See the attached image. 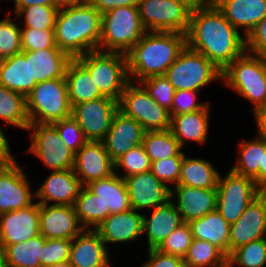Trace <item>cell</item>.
<instances>
[{
	"instance_id": "obj_26",
	"label": "cell",
	"mask_w": 266,
	"mask_h": 267,
	"mask_svg": "<svg viewBox=\"0 0 266 267\" xmlns=\"http://www.w3.org/2000/svg\"><path fill=\"white\" fill-rule=\"evenodd\" d=\"M211 103L199 111L180 115H170V128L173 136L184 149L186 143L207 144L210 135Z\"/></svg>"
},
{
	"instance_id": "obj_53",
	"label": "cell",
	"mask_w": 266,
	"mask_h": 267,
	"mask_svg": "<svg viewBox=\"0 0 266 267\" xmlns=\"http://www.w3.org/2000/svg\"><path fill=\"white\" fill-rule=\"evenodd\" d=\"M101 14L122 6H138L139 0H87Z\"/></svg>"
},
{
	"instance_id": "obj_39",
	"label": "cell",
	"mask_w": 266,
	"mask_h": 267,
	"mask_svg": "<svg viewBox=\"0 0 266 267\" xmlns=\"http://www.w3.org/2000/svg\"><path fill=\"white\" fill-rule=\"evenodd\" d=\"M74 208L85 229H95L104 220L103 203L86 186L81 187Z\"/></svg>"
},
{
	"instance_id": "obj_2",
	"label": "cell",
	"mask_w": 266,
	"mask_h": 267,
	"mask_svg": "<svg viewBox=\"0 0 266 267\" xmlns=\"http://www.w3.org/2000/svg\"><path fill=\"white\" fill-rule=\"evenodd\" d=\"M102 14L87 0L59 7L54 25L56 46L72 59L99 50Z\"/></svg>"
},
{
	"instance_id": "obj_47",
	"label": "cell",
	"mask_w": 266,
	"mask_h": 267,
	"mask_svg": "<svg viewBox=\"0 0 266 267\" xmlns=\"http://www.w3.org/2000/svg\"><path fill=\"white\" fill-rule=\"evenodd\" d=\"M55 46L54 29L38 30L30 27H21L22 51L48 49Z\"/></svg>"
},
{
	"instance_id": "obj_57",
	"label": "cell",
	"mask_w": 266,
	"mask_h": 267,
	"mask_svg": "<svg viewBox=\"0 0 266 267\" xmlns=\"http://www.w3.org/2000/svg\"><path fill=\"white\" fill-rule=\"evenodd\" d=\"M181 1L184 2L192 10L207 8L214 5L215 3V0H181Z\"/></svg>"
},
{
	"instance_id": "obj_52",
	"label": "cell",
	"mask_w": 266,
	"mask_h": 267,
	"mask_svg": "<svg viewBox=\"0 0 266 267\" xmlns=\"http://www.w3.org/2000/svg\"><path fill=\"white\" fill-rule=\"evenodd\" d=\"M146 254V261L141 262L139 267H185L183 258L162 253L158 249H148Z\"/></svg>"
},
{
	"instance_id": "obj_8",
	"label": "cell",
	"mask_w": 266,
	"mask_h": 267,
	"mask_svg": "<svg viewBox=\"0 0 266 267\" xmlns=\"http://www.w3.org/2000/svg\"><path fill=\"white\" fill-rule=\"evenodd\" d=\"M165 76L175 91L201 92L207 85L221 81L222 72L204 55L186 45L174 63L166 70Z\"/></svg>"
},
{
	"instance_id": "obj_4",
	"label": "cell",
	"mask_w": 266,
	"mask_h": 267,
	"mask_svg": "<svg viewBox=\"0 0 266 267\" xmlns=\"http://www.w3.org/2000/svg\"><path fill=\"white\" fill-rule=\"evenodd\" d=\"M221 82L248 101L253 117L266 108V61L245 51L223 71Z\"/></svg>"
},
{
	"instance_id": "obj_51",
	"label": "cell",
	"mask_w": 266,
	"mask_h": 267,
	"mask_svg": "<svg viewBox=\"0 0 266 267\" xmlns=\"http://www.w3.org/2000/svg\"><path fill=\"white\" fill-rule=\"evenodd\" d=\"M246 51L266 61V17L246 37Z\"/></svg>"
},
{
	"instance_id": "obj_6",
	"label": "cell",
	"mask_w": 266,
	"mask_h": 267,
	"mask_svg": "<svg viewBox=\"0 0 266 267\" xmlns=\"http://www.w3.org/2000/svg\"><path fill=\"white\" fill-rule=\"evenodd\" d=\"M147 31L138 6H122L102 14L99 50L127 53Z\"/></svg>"
},
{
	"instance_id": "obj_41",
	"label": "cell",
	"mask_w": 266,
	"mask_h": 267,
	"mask_svg": "<svg viewBox=\"0 0 266 267\" xmlns=\"http://www.w3.org/2000/svg\"><path fill=\"white\" fill-rule=\"evenodd\" d=\"M58 11L57 5H32L22 8L15 16L20 27L54 29Z\"/></svg>"
},
{
	"instance_id": "obj_10",
	"label": "cell",
	"mask_w": 266,
	"mask_h": 267,
	"mask_svg": "<svg viewBox=\"0 0 266 267\" xmlns=\"http://www.w3.org/2000/svg\"><path fill=\"white\" fill-rule=\"evenodd\" d=\"M222 176L220 173L216 187V210L226 222L232 224L263 190L253 179L237 174L231 169L225 176Z\"/></svg>"
},
{
	"instance_id": "obj_5",
	"label": "cell",
	"mask_w": 266,
	"mask_h": 267,
	"mask_svg": "<svg viewBox=\"0 0 266 267\" xmlns=\"http://www.w3.org/2000/svg\"><path fill=\"white\" fill-rule=\"evenodd\" d=\"M75 59L89 72L103 96L119 101L130 82L125 53L94 50Z\"/></svg>"
},
{
	"instance_id": "obj_16",
	"label": "cell",
	"mask_w": 266,
	"mask_h": 267,
	"mask_svg": "<svg viewBox=\"0 0 266 267\" xmlns=\"http://www.w3.org/2000/svg\"><path fill=\"white\" fill-rule=\"evenodd\" d=\"M82 186L115 173L114 161L102 141H87L74 156L73 169Z\"/></svg>"
},
{
	"instance_id": "obj_29",
	"label": "cell",
	"mask_w": 266,
	"mask_h": 267,
	"mask_svg": "<svg viewBox=\"0 0 266 267\" xmlns=\"http://www.w3.org/2000/svg\"><path fill=\"white\" fill-rule=\"evenodd\" d=\"M86 187L103 203L104 220L110 214L122 213L131 209L129 193L124 178L116 173L90 182Z\"/></svg>"
},
{
	"instance_id": "obj_1",
	"label": "cell",
	"mask_w": 266,
	"mask_h": 267,
	"mask_svg": "<svg viewBox=\"0 0 266 267\" xmlns=\"http://www.w3.org/2000/svg\"><path fill=\"white\" fill-rule=\"evenodd\" d=\"M186 44L204 55L221 72L246 51V37L232 26L215 4L191 11Z\"/></svg>"
},
{
	"instance_id": "obj_7",
	"label": "cell",
	"mask_w": 266,
	"mask_h": 267,
	"mask_svg": "<svg viewBox=\"0 0 266 267\" xmlns=\"http://www.w3.org/2000/svg\"><path fill=\"white\" fill-rule=\"evenodd\" d=\"M30 124H52L72 115L65 78L37 83L26 97Z\"/></svg>"
},
{
	"instance_id": "obj_11",
	"label": "cell",
	"mask_w": 266,
	"mask_h": 267,
	"mask_svg": "<svg viewBox=\"0 0 266 267\" xmlns=\"http://www.w3.org/2000/svg\"><path fill=\"white\" fill-rule=\"evenodd\" d=\"M30 145L25 152L35 158L51 171L73 169L75 154L60 138L52 124H30L26 130Z\"/></svg>"
},
{
	"instance_id": "obj_54",
	"label": "cell",
	"mask_w": 266,
	"mask_h": 267,
	"mask_svg": "<svg viewBox=\"0 0 266 267\" xmlns=\"http://www.w3.org/2000/svg\"><path fill=\"white\" fill-rule=\"evenodd\" d=\"M0 126V167L9 165L16 158L11 152L10 142L7 138V134L4 131V128Z\"/></svg>"
},
{
	"instance_id": "obj_3",
	"label": "cell",
	"mask_w": 266,
	"mask_h": 267,
	"mask_svg": "<svg viewBox=\"0 0 266 267\" xmlns=\"http://www.w3.org/2000/svg\"><path fill=\"white\" fill-rule=\"evenodd\" d=\"M186 34L147 31L127 53V71L131 82L165 75L186 46Z\"/></svg>"
},
{
	"instance_id": "obj_36",
	"label": "cell",
	"mask_w": 266,
	"mask_h": 267,
	"mask_svg": "<svg viewBox=\"0 0 266 267\" xmlns=\"http://www.w3.org/2000/svg\"><path fill=\"white\" fill-rule=\"evenodd\" d=\"M0 120L4 122V128L14 126L25 132L30 125L26 110V97L3 85H0Z\"/></svg>"
},
{
	"instance_id": "obj_31",
	"label": "cell",
	"mask_w": 266,
	"mask_h": 267,
	"mask_svg": "<svg viewBox=\"0 0 266 267\" xmlns=\"http://www.w3.org/2000/svg\"><path fill=\"white\" fill-rule=\"evenodd\" d=\"M193 238L205 240L219 247L229 256L230 224L215 209L189 222Z\"/></svg>"
},
{
	"instance_id": "obj_19",
	"label": "cell",
	"mask_w": 266,
	"mask_h": 267,
	"mask_svg": "<svg viewBox=\"0 0 266 267\" xmlns=\"http://www.w3.org/2000/svg\"><path fill=\"white\" fill-rule=\"evenodd\" d=\"M40 204L0 215V244L25 242L40 234Z\"/></svg>"
},
{
	"instance_id": "obj_60",
	"label": "cell",
	"mask_w": 266,
	"mask_h": 267,
	"mask_svg": "<svg viewBox=\"0 0 266 267\" xmlns=\"http://www.w3.org/2000/svg\"><path fill=\"white\" fill-rule=\"evenodd\" d=\"M48 267H73L69 261L61 262V263H56L54 265L48 266Z\"/></svg>"
},
{
	"instance_id": "obj_15",
	"label": "cell",
	"mask_w": 266,
	"mask_h": 267,
	"mask_svg": "<svg viewBox=\"0 0 266 267\" xmlns=\"http://www.w3.org/2000/svg\"><path fill=\"white\" fill-rule=\"evenodd\" d=\"M266 237V191L245 209L238 220L230 224L229 255L238 247Z\"/></svg>"
},
{
	"instance_id": "obj_32",
	"label": "cell",
	"mask_w": 266,
	"mask_h": 267,
	"mask_svg": "<svg viewBox=\"0 0 266 267\" xmlns=\"http://www.w3.org/2000/svg\"><path fill=\"white\" fill-rule=\"evenodd\" d=\"M186 153L180 169L178 185L209 189L216 188L220 173L213 162L202 157H188Z\"/></svg>"
},
{
	"instance_id": "obj_27",
	"label": "cell",
	"mask_w": 266,
	"mask_h": 267,
	"mask_svg": "<svg viewBox=\"0 0 266 267\" xmlns=\"http://www.w3.org/2000/svg\"><path fill=\"white\" fill-rule=\"evenodd\" d=\"M26 59H30L31 91L40 82L64 78L66 68L72 58L57 46L54 48L22 51Z\"/></svg>"
},
{
	"instance_id": "obj_20",
	"label": "cell",
	"mask_w": 266,
	"mask_h": 267,
	"mask_svg": "<svg viewBox=\"0 0 266 267\" xmlns=\"http://www.w3.org/2000/svg\"><path fill=\"white\" fill-rule=\"evenodd\" d=\"M47 175L35 189V201L39 204L74 206L82 187L74 171H49Z\"/></svg>"
},
{
	"instance_id": "obj_14",
	"label": "cell",
	"mask_w": 266,
	"mask_h": 267,
	"mask_svg": "<svg viewBox=\"0 0 266 267\" xmlns=\"http://www.w3.org/2000/svg\"><path fill=\"white\" fill-rule=\"evenodd\" d=\"M17 158L0 167V215L26 208L35 202V190Z\"/></svg>"
},
{
	"instance_id": "obj_34",
	"label": "cell",
	"mask_w": 266,
	"mask_h": 267,
	"mask_svg": "<svg viewBox=\"0 0 266 267\" xmlns=\"http://www.w3.org/2000/svg\"><path fill=\"white\" fill-rule=\"evenodd\" d=\"M64 78L72 107L82 102L103 97L91 79L89 72L76 59L69 62Z\"/></svg>"
},
{
	"instance_id": "obj_35",
	"label": "cell",
	"mask_w": 266,
	"mask_h": 267,
	"mask_svg": "<svg viewBox=\"0 0 266 267\" xmlns=\"http://www.w3.org/2000/svg\"><path fill=\"white\" fill-rule=\"evenodd\" d=\"M45 240L39 234L25 242L0 244V258L10 267H41L39 257Z\"/></svg>"
},
{
	"instance_id": "obj_24",
	"label": "cell",
	"mask_w": 266,
	"mask_h": 267,
	"mask_svg": "<svg viewBox=\"0 0 266 267\" xmlns=\"http://www.w3.org/2000/svg\"><path fill=\"white\" fill-rule=\"evenodd\" d=\"M144 134L145 130L137 121L117 111L102 142L108 155L115 162L133 147L141 145Z\"/></svg>"
},
{
	"instance_id": "obj_13",
	"label": "cell",
	"mask_w": 266,
	"mask_h": 267,
	"mask_svg": "<svg viewBox=\"0 0 266 267\" xmlns=\"http://www.w3.org/2000/svg\"><path fill=\"white\" fill-rule=\"evenodd\" d=\"M118 101L103 96L72 107V117L78 122L88 141H102L108 133Z\"/></svg>"
},
{
	"instance_id": "obj_42",
	"label": "cell",
	"mask_w": 266,
	"mask_h": 267,
	"mask_svg": "<svg viewBox=\"0 0 266 267\" xmlns=\"http://www.w3.org/2000/svg\"><path fill=\"white\" fill-rule=\"evenodd\" d=\"M5 16L0 19V58L5 59L22 52L21 27L17 17ZM18 21V22H17Z\"/></svg>"
},
{
	"instance_id": "obj_40",
	"label": "cell",
	"mask_w": 266,
	"mask_h": 267,
	"mask_svg": "<svg viewBox=\"0 0 266 267\" xmlns=\"http://www.w3.org/2000/svg\"><path fill=\"white\" fill-rule=\"evenodd\" d=\"M266 267V237L235 249L228 256V267Z\"/></svg>"
},
{
	"instance_id": "obj_50",
	"label": "cell",
	"mask_w": 266,
	"mask_h": 267,
	"mask_svg": "<svg viewBox=\"0 0 266 267\" xmlns=\"http://www.w3.org/2000/svg\"><path fill=\"white\" fill-rule=\"evenodd\" d=\"M198 91L178 90L175 91L170 115H180L203 109L210 101H200Z\"/></svg>"
},
{
	"instance_id": "obj_21",
	"label": "cell",
	"mask_w": 266,
	"mask_h": 267,
	"mask_svg": "<svg viewBox=\"0 0 266 267\" xmlns=\"http://www.w3.org/2000/svg\"><path fill=\"white\" fill-rule=\"evenodd\" d=\"M170 200L176 205L183 222L189 223L216 209L217 190L175 185L171 188Z\"/></svg>"
},
{
	"instance_id": "obj_58",
	"label": "cell",
	"mask_w": 266,
	"mask_h": 267,
	"mask_svg": "<svg viewBox=\"0 0 266 267\" xmlns=\"http://www.w3.org/2000/svg\"><path fill=\"white\" fill-rule=\"evenodd\" d=\"M259 187L266 191V152L264 153L263 167H259Z\"/></svg>"
},
{
	"instance_id": "obj_33",
	"label": "cell",
	"mask_w": 266,
	"mask_h": 267,
	"mask_svg": "<svg viewBox=\"0 0 266 267\" xmlns=\"http://www.w3.org/2000/svg\"><path fill=\"white\" fill-rule=\"evenodd\" d=\"M0 85L27 97L31 92L30 59H26L22 53L2 59Z\"/></svg>"
},
{
	"instance_id": "obj_30",
	"label": "cell",
	"mask_w": 266,
	"mask_h": 267,
	"mask_svg": "<svg viewBox=\"0 0 266 267\" xmlns=\"http://www.w3.org/2000/svg\"><path fill=\"white\" fill-rule=\"evenodd\" d=\"M257 137L239 140L238 152L231 169L237 174L253 179L259 186V167H263L266 140L257 132Z\"/></svg>"
},
{
	"instance_id": "obj_37",
	"label": "cell",
	"mask_w": 266,
	"mask_h": 267,
	"mask_svg": "<svg viewBox=\"0 0 266 267\" xmlns=\"http://www.w3.org/2000/svg\"><path fill=\"white\" fill-rule=\"evenodd\" d=\"M183 261L185 267H228V256L219 247L195 238Z\"/></svg>"
},
{
	"instance_id": "obj_48",
	"label": "cell",
	"mask_w": 266,
	"mask_h": 267,
	"mask_svg": "<svg viewBox=\"0 0 266 267\" xmlns=\"http://www.w3.org/2000/svg\"><path fill=\"white\" fill-rule=\"evenodd\" d=\"M60 138L75 154L88 140L85 138L78 122L72 117L52 123Z\"/></svg>"
},
{
	"instance_id": "obj_18",
	"label": "cell",
	"mask_w": 266,
	"mask_h": 267,
	"mask_svg": "<svg viewBox=\"0 0 266 267\" xmlns=\"http://www.w3.org/2000/svg\"><path fill=\"white\" fill-rule=\"evenodd\" d=\"M39 226L46 239L73 240L85 229L74 206L68 205L40 204Z\"/></svg>"
},
{
	"instance_id": "obj_45",
	"label": "cell",
	"mask_w": 266,
	"mask_h": 267,
	"mask_svg": "<svg viewBox=\"0 0 266 267\" xmlns=\"http://www.w3.org/2000/svg\"><path fill=\"white\" fill-rule=\"evenodd\" d=\"M193 235L189 223L184 222L170 233L157 248L160 252L184 258Z\"/></svg>"
},
{
	"instance_id": "obj_28",
	"label": "cell",
	"mask_w": 266,
	"mask_h": 267,
	"mask_svg": "<svg viewBox=\"0 0 266 267\" xmlns=\"http://www.w3.org/2000/svg\"><path fill=\"white\" fill-rule=\"evenodd\" d=\"M214 4L245 37L266 17V0H215Z\"/></svg>"
},
{
	"instance_id": "obj_44",
	"label": "cell",
	"mask_w": 266,
	"mask_h": 267,
	"mask_svg": "<svg viewBox=\"0 0 266 267\" xmlns=\"http://www.w3.org/2000/svg\"><path fill=\"white\" fill-rule=\"evenodd\" d=\"M161 107L171 111L175 89L165 75H155L139 82Z\"/></svg>"
},
{
	"instance_id": "obj_56",
	"label": "cell",
	"mask_w": 266,
	"mask_h": 267,
	"mask_svg": "<svg viewBox=\"0 0 266 267\" xmlns=\"http://www.w3.org/2000/svg\"><path fill=\"white\" fill-rule=\"evenodd\" d=\"M256 131L266 140V108L261 109L255 116Z\"/></svg>"
},
{
	"instance_id": "obj_49",
	"label": "cell",
	"mask_w": 266,
	"mask_h": 267,
	"mask_svg": "<svg viewBox=\"0 0 266 267\" xmlns=\"http://www.w3.org/2000/svg\"><path fill=\"white\" fill-rule=\"evenodd\" d=\"M71 244L72 240L68 239H46L39 257L41 267L68 261Z\"/></svg>"
},
{
	"instance_id": "obj_23",
	"label": "cell",
	"mask_w": 266,
	"mask_h": 267,
	"mask_svg": "<svg viewBox=\"0 0 266 267\" xmlns=\"http://www.w3.org/2000/svg\"><path fill=\"white\" fill-rule=\"evenodd\" d=\"M143 213L130 209L126 212L110 214L95 230L106 244H125L138 241L142 235Z\"/></svg>"
},
{
	"instance_id": "obj_25",
	"label": "cell",
	"mask_w": 266,
	"mask_h": 267,
	"mask_svg": "<svg viewBox=\"0 0 266 267\" xmlns=\"http://www.w3.org/2000/svg\"><path fill=\"white\" fill-rule=\"evenodd\" d=\"M148 212L146 211V214L143 212L142 235L146 236L144 239L147 240L145 241L147 250L157 249L165 238L184 222L171 200Z\"/></svg>"
},
{
	"instance_id": "obj_55",
	"label": "cell",
	"mask_w": 266,
	"mask_h": 267,
	"mask_svg": "<svg viewBox=\"0 0 266 267\" xmlns=\"http://www.w3.org/2000/svg\"><path fill=\"white\" fill-rule=\"evenodd\" d=\"M13 1V15H16L22 8L32 5H56L54 0H8Z\"/></svg>"
},
{
	"instance_id": "obj_61",
	"label": "cell",
	"mask_w": 266,
	"mask_h": 267,
	"mask_svg": "<svg viewBox=\"0 0 266 267\" xmlns=\"http://www.w3.org/2000/svg\"><path fill=\"white\" fill-rule=\"evenodd\" d=\"M0 267H10V266L0 258Z\"/></svg>"
},
{
	"instance_id": "obj_17",
	"label": "cell",
	"mask_w": 266,
	"mask_h": 267,
	"mask_svg": "<svg viewBox=\"0 0 266 267\" xmlns=\"http://www.w3.org/2000/svg\"><path fill=\"white\" fill-rule=\"evenodd\" d=\"M131 208L142 212L166 204L171 189L162 183L150 170L124 178Z\"/></svg>"
},
{
	"instance_id": "obj_22",
	"label": "cell",
	"mask_w": 266,
	"mask_h": 267,
	"mask_svg": "<svg viewBox=\"0 0 266 267\" xmlns=\"http://www.w3.org/2000/svg\"><path fill=\"white\" fill-rule=\"evenodd\" d=\"M109 249L95 229H84L72 240L69 262L73 267H111Z\"/></svg>"
},
{
	"instance_id": "obj_46",
	"label": "cell",
	"mask_w": 266,
	"mask_h": 267,
	"mask_svg": "<svg viewBox=\"0 0 266 267\" xmlns=\"http://www.w3.org/2000/svg\"><path fill=\"white\" fill-rule=\"evenodd\" d=\"M184 149L174 157L151 161L150 171L170 189L178 185Z\"/></svg>"
},
{
	"instance_id": "obj_59",
	"label": "cell",
	"mask_w": 266,
	"mask_h": 267,
	"mask_svg": "<svg viewBox=\"0 0 266 267\" xmlns=\"http://www.w3.org/2000/svg\"><path fill=\"white\" fill-rule=\"evenodd\" d=\"M80 1H82V0H54V3L58 7H62V6L73 5V4H76V3L80 2Z\"/></svg>"
},
{
	"instance_id": "obj_43",
	"label": "cell",
	"mask_w": 266,
	"mask_h": 267,
	"mask_svg": "<svg viewBox=\"0 0 266 267\" xmlns=\"http://www.w3.org/2000/svg\"><path fill=\"white\" fill-rule=\"evenodd\" d=\"M114 165L115 173L122 178L147 172L151 169L150 158L146 154L142 144L133 147L127 153L123 154L114 162Z\"/></svg>"
},
{
	"instance_id": "obj_38",
	"label": "cell",
	"mask_w": 266,
	"mask_h": 267,
	"mask_svg": "<svg viewBox=\"0 0 266 267\" xmlns=\"http://www.w3.org/2000/svg\"><path fill=\"white\" fill-rule=\"evenodd\" d=\"M142 146L150 161L174 157L183 150L169 129L165 131H145Z\"/></svg>"
},
{
	"instance_id": "obj_12",
	"label": "cell",
	"mask_w": 266,
	"mask_h": 267,
	"mask_svg": "<svg viewBox=\"0 0 266 267\" xmlns=\"http://www.w3.org/2000/svg\"><path fill=\"white\" fill-rule=\"evenodd\" d=\"M138 10L146 31L186 34L192 9L181 0H139Z\"/></svg>"
},
{
	"instance_id": "obj_9",
	"label": "cell",
	"mask_w": 266,
	"mask_h": 267,
	"mask_svg": "<svg viewBox=\"0 0 266 267\" xmlns=\"http://www.w3.org/2000/svg\"><path fill=\"white\" fill-rule=\"evenodd\" d=\"M118 111L137 121L145 131H165L171 116L149 95L140 83L129 82L118 101Z\"/></svg>"
}]
</instances>
